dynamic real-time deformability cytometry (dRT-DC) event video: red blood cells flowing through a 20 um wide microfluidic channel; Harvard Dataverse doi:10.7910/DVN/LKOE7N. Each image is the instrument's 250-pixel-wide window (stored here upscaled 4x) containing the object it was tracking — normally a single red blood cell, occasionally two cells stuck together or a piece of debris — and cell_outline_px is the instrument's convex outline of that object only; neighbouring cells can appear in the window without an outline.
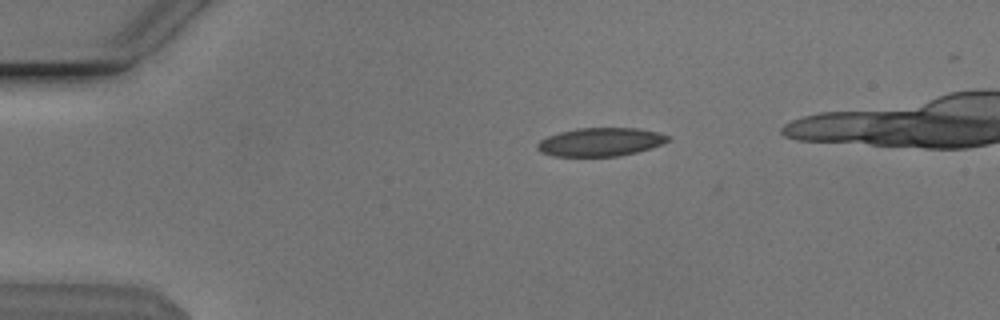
{"species": "Egyptian fruit bat (a non-hibernating species)", "species_latin": "Rousettus aegyptiacus", "temperature_condition": "cold", "stored_images_in_passage": 10, "camera_frame_rate_fps": 3000, "um_per_image_px": 0.085, "animal": {"sex": "male"}, "frame": {"image": 1, "passage_image": 2, "time_ms": 0.333, "image_size_px": [1000, 320], "cell_outline_px": [[672, 140], [636, 152], [616, 156], [552, 156], [540, 152], [536, 148], [536, 144], [540, 140], [548, 136], [560, 132], [576, 128], [640, 128], [656, 132], [668, 136]], "centroid_in_image_um": [50.99, 12.06], "position_along_channel_um": 34.0, "area_um2": 21.5}}